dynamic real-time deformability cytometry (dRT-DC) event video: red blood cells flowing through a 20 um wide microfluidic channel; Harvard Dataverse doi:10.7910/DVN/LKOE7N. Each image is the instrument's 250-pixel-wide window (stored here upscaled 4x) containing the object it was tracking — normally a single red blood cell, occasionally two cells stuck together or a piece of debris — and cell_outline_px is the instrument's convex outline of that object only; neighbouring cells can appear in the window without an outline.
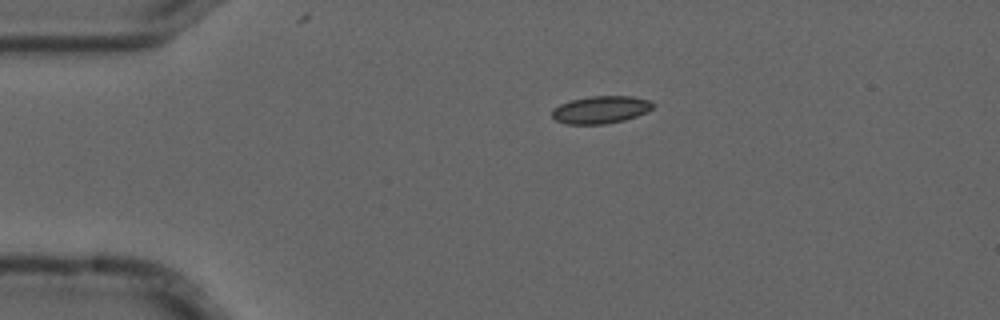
{"species": "common noctule bat (a hibernating species)", "species_latin": "Nyctalus noctula", "temperature_condition": "cold", "stored_images_in_passage": 3, "camera_frame_rate_fps": 3000, "um_per_image_px": 0.085, "animal": {"sex": "male", "forearm_length_mm": 52.5}, "frame": {"image": 1, "passage_image": 1, "time_ms": 0.0, "image_size_px": [1000, 320], "cell_outline_px": [[656, 104], [652, 108], [636, 116], [624, 120], [604, 124], [568, 124], [556, 120], [552, 116], [552, 108], [560, 104], [572, 100], [592, 96], [632, 96], [652, 100]], "centroid_in_image_um": [51.08, 9.31], "position_along_channel_um": 33.9, "area_um2": 16.13}}
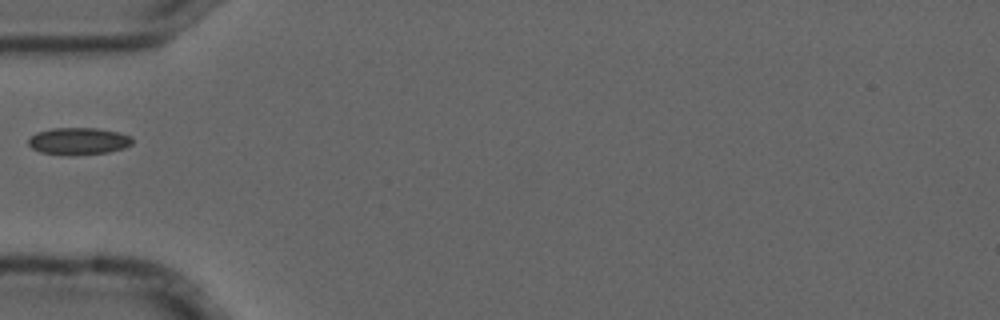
{"frame": {"image": 2, "passage_image": 3, "time_ms": 0.667, "image_size_px": [1000, 320], "cell_outline_px": [[132, 144], [124, 148], [108, 152], [76, 156], [68, 156], [40, 152], [32, 148], [28, 144], [28, 140], [36, 132], [52, 128], [96, 128], [116, 132], [132, 136]], "centroid_in_image_um": [6.66, 12.01], "position_along_channel_um": 78.3, "area_um2": 16.59}}